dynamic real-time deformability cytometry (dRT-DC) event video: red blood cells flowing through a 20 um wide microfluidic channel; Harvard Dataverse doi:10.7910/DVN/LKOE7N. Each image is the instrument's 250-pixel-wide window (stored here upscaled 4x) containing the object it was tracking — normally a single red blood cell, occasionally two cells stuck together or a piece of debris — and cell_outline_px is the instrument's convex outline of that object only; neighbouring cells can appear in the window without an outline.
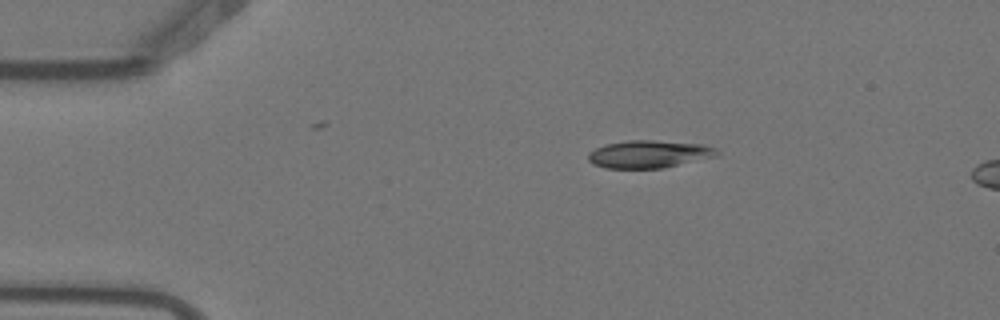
{"species": "Egyptian fruit bat (a non-hibernating species)", "species_latin": "Rousettus aegyptiacus", "temperature_condition": "warm", "stored_images_in_passage": 3, "camera_frame_rate_fps": 3000, "um_per_image_px": 0.085, "animal": {"sex": "female"}, "frame": {"image": 1, "passage_image": 1, "time_ms": 0.0, "image_size_px": [1000, 320], "cell_outline_px": [[720, 156], [664, 168], [604, 168], [592, 164], [588, 160], [588, 152], [604, 144], [628, 140], [652, 140], [704, 144], [716, 148], [720, 152]], "centroid_in_image_um": [55.2, 13.1], "position_along_channel_um": 29.8, "area_um2": 21.1}}